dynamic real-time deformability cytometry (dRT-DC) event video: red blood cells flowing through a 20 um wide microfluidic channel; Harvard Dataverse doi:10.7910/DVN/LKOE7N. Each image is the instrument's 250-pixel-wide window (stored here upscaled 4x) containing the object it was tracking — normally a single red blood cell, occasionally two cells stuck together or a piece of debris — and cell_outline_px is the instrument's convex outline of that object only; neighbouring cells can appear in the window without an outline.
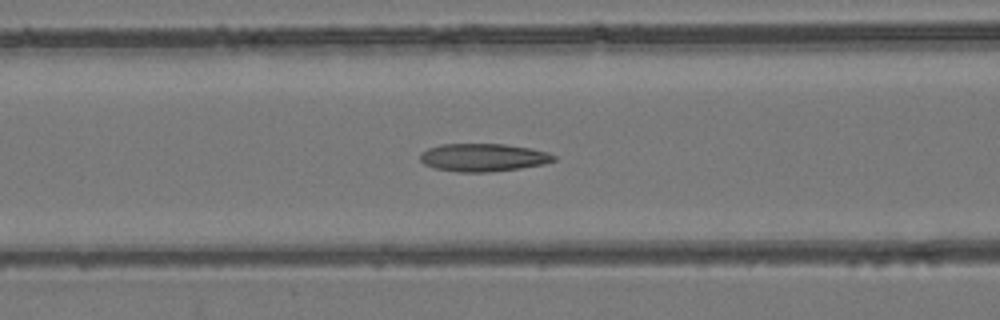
{"species": "common noctule bat (a hibernating species)", "species_latin": "Nyctalus noctula", "temperature_condition": "room temperature", "stored_images_in_passage": 55, "camera_frame_rate_fps": 3000, "um_per_image_px": 0.085, "animal": {"sex": "female", "body_mass_g": 24.6, "forearm_length_mm": 56.2}, "frame": {"image": 1, "passage_image": 23, "time_ms": 7.333, "image_size_px": [1000, 320], "cell_outline_px": [[556, 160], [544, 164], [520, 168], [488, 172], [460, 172], [436, 168], [424, 164], [420, 160], [420, 156], [428, 148], [440, 144], [504, 144], [532, 148], [548, 152], [556, 156]], "centroid_in_image_um": [41.11, 13.38], "position_along_channel_um": 125.5, "area_um2": 21.68}}
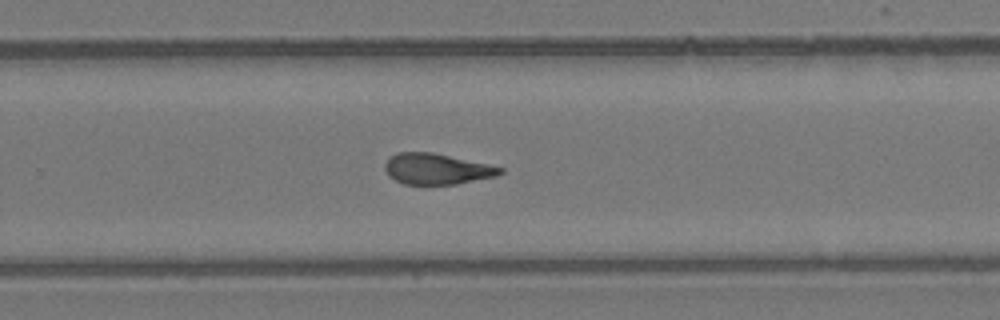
{"frame": {"image": 2, "passage_image": 36, "time_ms": 11.667, "image_size_px": [1000, 320], "cell_outline_px": [[504, 172], [496, 176], [456, 184], [404, 184], [388, 176], [384, 168], [384, 164], [396, 152], [432, 152], [488, 164], [504, 168]], "centroid_in_image_um": [37.12, 14.36], "position_along_channel_um": 292.7, "area_um2": 20.63}}
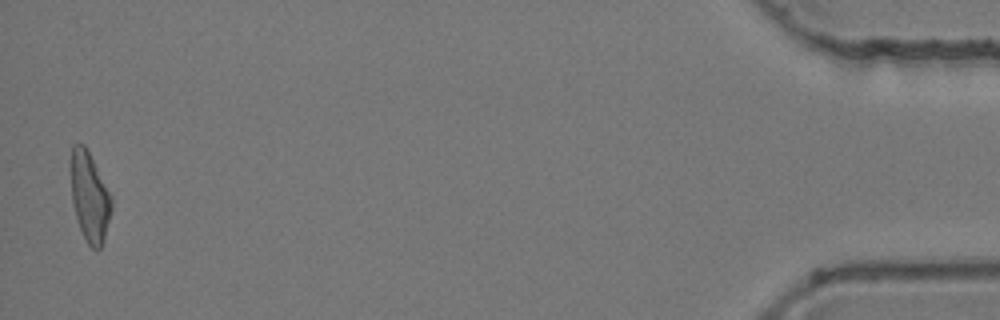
{"frame": {"image": 3, "passage_image": 54, "time_ms": 17.667, "image_size_px": [1000, 320], "cell_outline_px": [[112, 208], [104, 240], [100, 248], [92, 248], [88, 244], [80, 228], [76, 216], [72, 200], [68, 168], [68, 160], [72, 144], [84, 144], [112, 196]], "centroid_in_image_um": [7.57, 16.65], "position_along_channel_um": 427.6, "area_um2": 21.56}, "authors_computed_cell_mechanics": {"area_um2": 21.6172, "velocity_mm_per_s": 3.8663, "shape_relaxation_time_tau1_ms": null, "shape_relaxation_time_tau2_ms": 3.3021, "deformation_change_tau1": null, "deformation_change_tau2": 0.1245}}